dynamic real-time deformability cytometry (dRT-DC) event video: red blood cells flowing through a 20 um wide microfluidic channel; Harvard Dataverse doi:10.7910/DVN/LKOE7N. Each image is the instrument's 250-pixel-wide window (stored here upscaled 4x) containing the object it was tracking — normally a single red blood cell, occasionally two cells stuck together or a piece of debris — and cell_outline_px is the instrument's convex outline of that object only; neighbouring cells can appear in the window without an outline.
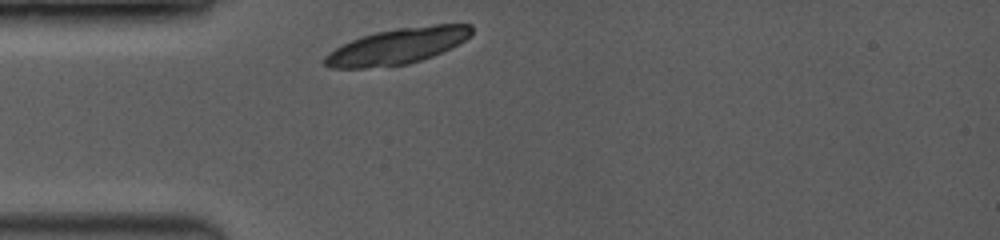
{"species": "common noctule bat (a hibernating species)", "species_latin": "Nyctalus noctula", "temperature_condition": "room temperature", "stored_images_in_passage": 2, "camera_frame_rate_fps": 3500, "um_per_image_px": 0.085, "animal": {"sex": "female", "body_mass_g": 19.0, "forearm_length_mm": 53.3}, "frame": {"image": 1, "passage_image": 1, "time_ms": 0.0, "image_size_px": [1000, 240], "cell_outline_px": [[472, 32], [464, 40], [432, 56], [408, 64], [364, 68], [332, 68], [324, 64], [324, 56], [328, 52], [352, 40], [376, 32], [396, 28], [436, 24], [472, 24]], "centroid_in_image_um": [33.75, 3.92], "position_along_channel_um": 51.2, "area_um2": 30.23}}